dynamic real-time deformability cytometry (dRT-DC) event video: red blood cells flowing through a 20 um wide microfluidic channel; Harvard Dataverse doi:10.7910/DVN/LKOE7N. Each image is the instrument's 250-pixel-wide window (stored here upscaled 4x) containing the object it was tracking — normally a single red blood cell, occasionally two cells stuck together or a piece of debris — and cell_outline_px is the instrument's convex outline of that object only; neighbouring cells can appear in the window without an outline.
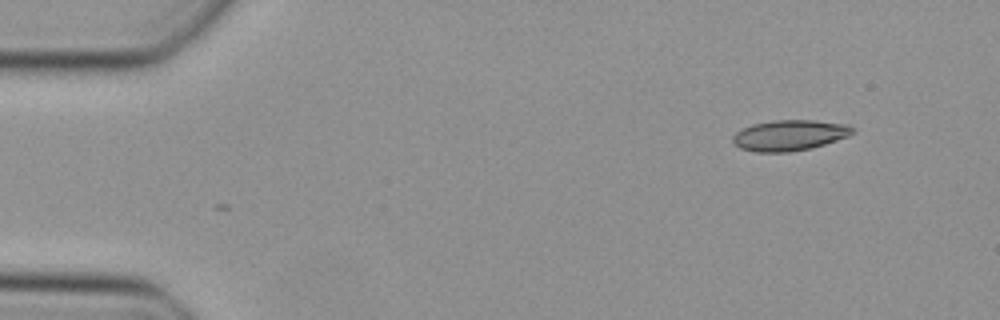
{"species": "Egyptian fruit bat (a non-hibernating species)", "species_latin": "Rousettus aegyptiacus", "temperature_condition": "cold", "stored_images_in_passage": 44, "camera_frame_rate_fps": 3000, "um_per_image_px": 0.085, "animal": {"sex": "female"}, "frame": {"image": 1, "passage_image": 1, "time_ms": 0.0, "image_size_px": [1000, 320], "cell_outline_px": [[856, 132], [848, 136], [824, 144], [808, 148], [788, 152], [756, 152], [740, 148], [732, 140], [732, 136], [740, 128], [752, 124], [772, 120], [812, 120], [848, 124], [856, 128]], "centroid_in_image_um": [67.11, 11.48], "position_along_channel_um": 17.9, "area_um2": 21.5}}
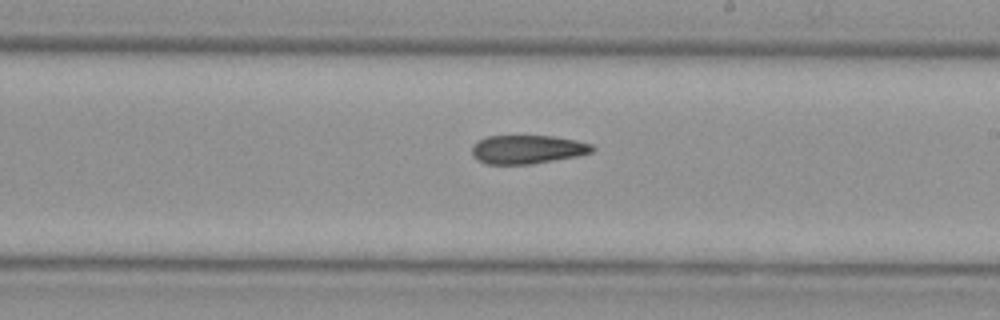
{"frame": {"image": 2, "passage_image": 24, "time_ms": 7.667, "image_size_px": [1000, 320], "cell_outline_px": [[596, 148], [592, 152], [576, 156], [532, 164], [484, 164], [476, 160], [472, 156], [472, 144], [476, 140], [484, 136], [556, 136], [576, 140], [592, 144]], "centroid_in_image_um": [44.78, 12.69], "position_along_channel_um": 244.2, "area_um2": 20.4}}
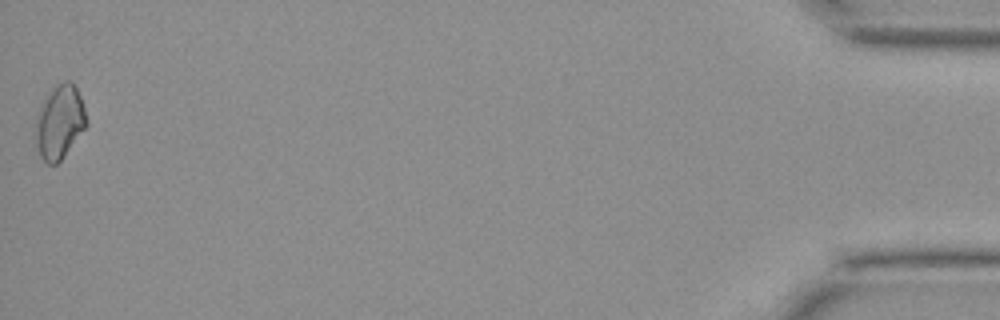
{"frame": {"image": 3, "passage_image": 44, "time_ms": 14.333, "image_size_px": [1000, 320], "cell_outline_px": [[88, 124], [60, 160], [56, 164], [48, 164], [40, 156], [36, 144], [36, 112], [40, 104], [48, 92], [56, 84], [64, 80], [72, 80], [80, 96], [88, 120]], "centroid_in_image_um": [5.05, 10.32], "position_along_channel_um": 430.1, "area_um2": 21.91}}